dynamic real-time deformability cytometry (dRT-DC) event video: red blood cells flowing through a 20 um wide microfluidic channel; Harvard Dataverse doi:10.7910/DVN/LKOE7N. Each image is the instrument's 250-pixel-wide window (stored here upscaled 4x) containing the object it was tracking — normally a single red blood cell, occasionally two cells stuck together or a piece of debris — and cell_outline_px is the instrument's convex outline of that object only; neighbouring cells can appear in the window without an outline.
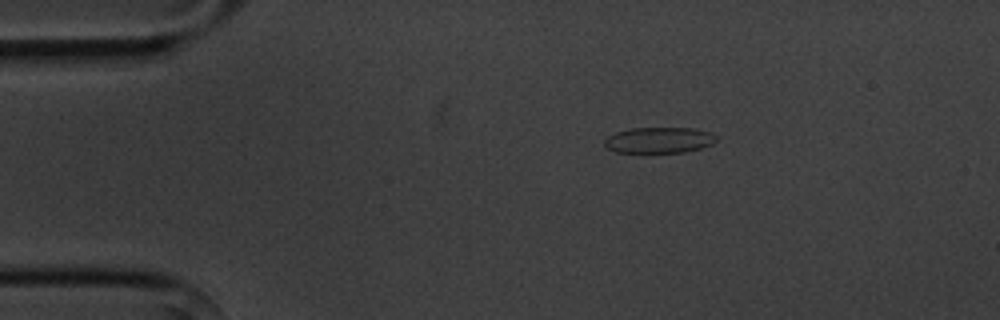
{"species": "common noctule bat (a hibernating species)", "species_latin": "Nyctalus noctula", "temperature_condition": "cold", "stored_images_in_passage": 7, "camera_frame_rate_fps": 3000, "um_per_image_px": 0.085, "animal": {"sex": "male", "body_mass_g": 20.1, "forearm_length_mm": 53.5}, "frame": {"image": 1, "passage_image": 1, "time_ms": 0.0, "image_size_px": [1000, 320], "cell_outline_px": [[716, 140], [712, 144], [700, 148], [684, 152], [616, 152], [608, 148], [604, 144], [604, 140], [608, 136], [616, 132], [632, 128], [696, 128], [712, 132], [716, 136]], "centroid_in_image_um": [56.04, 11.9], "position_along_channel_um": 29.0, "area_um2": 16.82}}
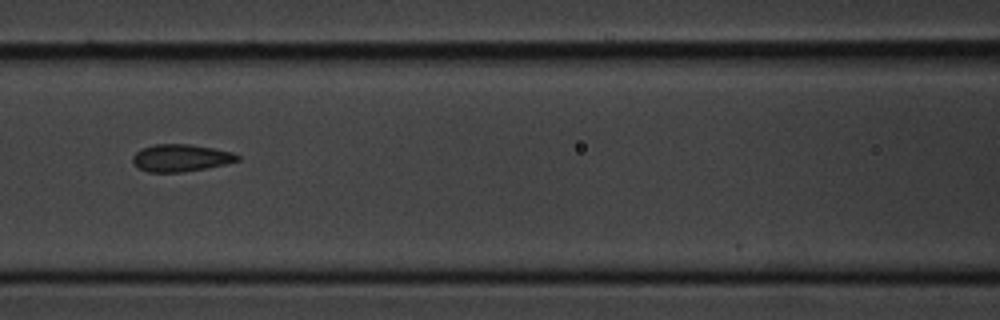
{"frame": {"image": 2, "passage_image": 5, "time_ms": 4.667, "image_size_px": [1000, 320], "cell_outline_px": [[240, 160], [224, 164], [204, 168], [180, 172], [148, 172], [136, 168], [132, 160], [132, 156], [140, 148], [156, 144], [188, 144], [212, 148], [232, 152], [240, 156]], "centroid_in_image_um": [15.31, 13.42], "position_along_channel_um": 151.3, "area_um2": 16.59}}
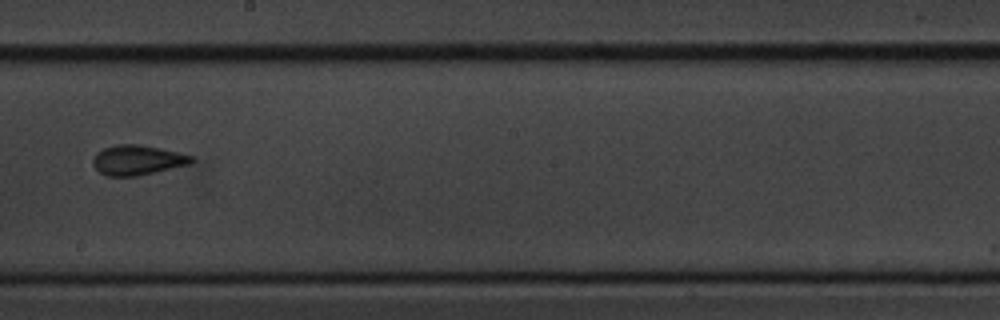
{"frame": {"image": 3, "passage_image": 7, "time_ms": 7.0, "image_size_px": [1000, 320], "cell_outline_px": [[196, 160], [188, 164], [136, 176], [108, 176], [100, 172], [92, 164], [92, 160], [96, 152], [104, 148], [116, 144], [136, 144], [160, 148], [192, 156]], "centroid_in_image_um": [11.64, 13.6], "position_along_channel_um": 236.6, "area_um2": 16.94}}